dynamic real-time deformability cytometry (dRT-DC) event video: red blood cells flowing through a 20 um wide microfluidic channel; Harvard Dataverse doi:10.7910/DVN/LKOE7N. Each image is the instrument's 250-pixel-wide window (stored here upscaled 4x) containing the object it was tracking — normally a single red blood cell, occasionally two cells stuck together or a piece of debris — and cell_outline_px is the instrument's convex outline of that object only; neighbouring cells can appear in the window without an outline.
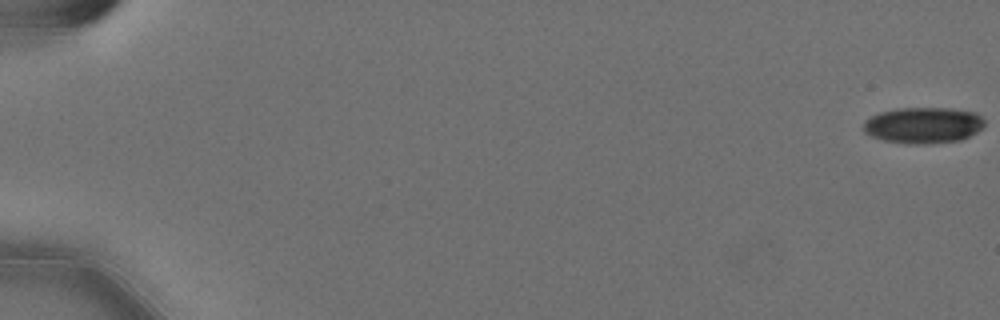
{"species": "Egyptian fruit bat (a non-hibernating species)", "species_latin": "Rousettus aegyptiacus", "temperature_condition": "cold", "stored_images_in_passage": 20, "camera_frame_rate_fps": 3000, "um_per_image_px": 0.085, "animal": {"sex": "female"}, "frame": {"image": 1, "passage_image": 1, "time_ms": 0.0, "image_size_px": [1000, 320], "cell_outline_px": [[984, 128], [960, 140], [924, 144], [884, 140], [872, 136], [864, 132], [864, 120], [880, 112], [896, 108], [948, 108], [976, 112], [984, 120]], "centroid_in_image_um": [78.5, 10.62], "position_along_channel_um": 6.5, "area_um2": 25.26}}